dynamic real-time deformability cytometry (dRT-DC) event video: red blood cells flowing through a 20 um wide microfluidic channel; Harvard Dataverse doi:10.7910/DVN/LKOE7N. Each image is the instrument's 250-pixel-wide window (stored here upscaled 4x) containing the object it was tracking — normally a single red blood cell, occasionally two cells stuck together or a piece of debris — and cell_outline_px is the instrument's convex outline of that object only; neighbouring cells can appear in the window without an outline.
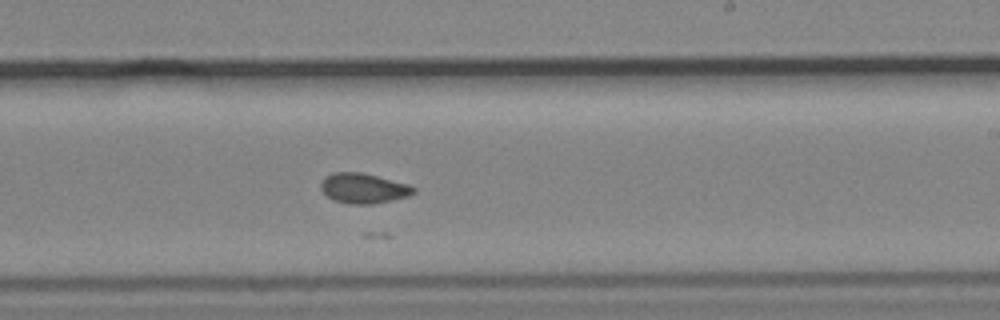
{"species": "common noctule bat (a hibernating species)", "species_latin": "Nyctalus noctula", "temperature_condition": "cold", "stored_images_in_passage": 8, "camera_frame_rate_fps": 3000, "um_per_image_px": 0.085, "animal": {"sex": "male", "body_mass_g": 19.2, "forearm_length_mm": 51.8}, "frame": {"image": 1, "passage_image": 8, "time_ms": 9.333, "image_size_px": [1000, 320], "cell_outline_px": [[416, 192], [408, 196], [392, 200], [372, 204], [348, 204], [336, 200], [328, 196], [320, 188], [320, 184], [324, 176], [332, 172], [360, 172], [408, 184], [416, 188]], "centroid_in_image_um": [30.88, 16.0], "position_along_channel_um": 258.1, "area_um2": 16.18}}